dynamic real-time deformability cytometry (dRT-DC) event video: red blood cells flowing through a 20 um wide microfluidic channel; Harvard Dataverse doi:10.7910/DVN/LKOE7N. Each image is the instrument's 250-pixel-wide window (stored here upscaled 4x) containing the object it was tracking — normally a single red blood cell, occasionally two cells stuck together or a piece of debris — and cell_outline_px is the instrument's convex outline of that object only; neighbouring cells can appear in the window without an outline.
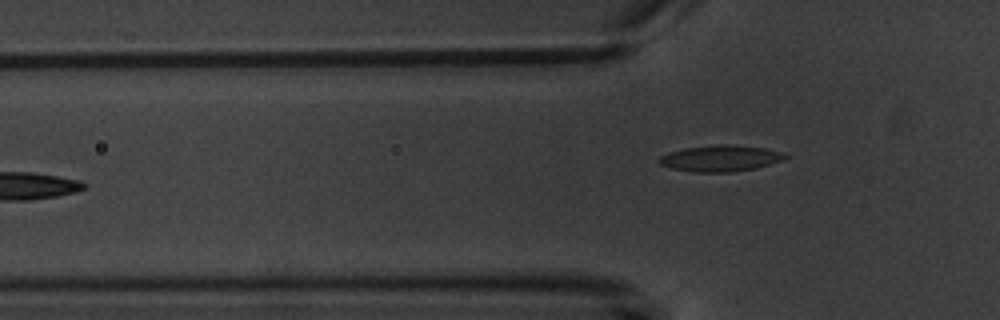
{"species": "common noctule bat (a hibernating species)", "species_latin": "Nyctalus noctula", "temperature_condition": "warm", "stored_images_in_passage": 6, "camera_frame_rate_fps": 3000, "um_per_image_px": 0.085, "animal": {"sex": "male", "body_mass_g": 20.1, "forearm_length_mm": 53.5}, "frame": {"image": 1, "passage_image": 6, "time_ms": 6.0, "image_size_px": [1000, 320], "cell_outline_px": [[788, 156], [784, 160], [756, 168], [728, 172], [696, 172], [672, 168], [660, 164], [656, 160], [660, 156], [668, 152], [684, 148], [716, 144], [732, 144], [764, 148], [780, 152]], "centroid_in_image_um": [61.21, 13.45], "position_along_channel_um": 64.6, "area_um2": 19.25}}